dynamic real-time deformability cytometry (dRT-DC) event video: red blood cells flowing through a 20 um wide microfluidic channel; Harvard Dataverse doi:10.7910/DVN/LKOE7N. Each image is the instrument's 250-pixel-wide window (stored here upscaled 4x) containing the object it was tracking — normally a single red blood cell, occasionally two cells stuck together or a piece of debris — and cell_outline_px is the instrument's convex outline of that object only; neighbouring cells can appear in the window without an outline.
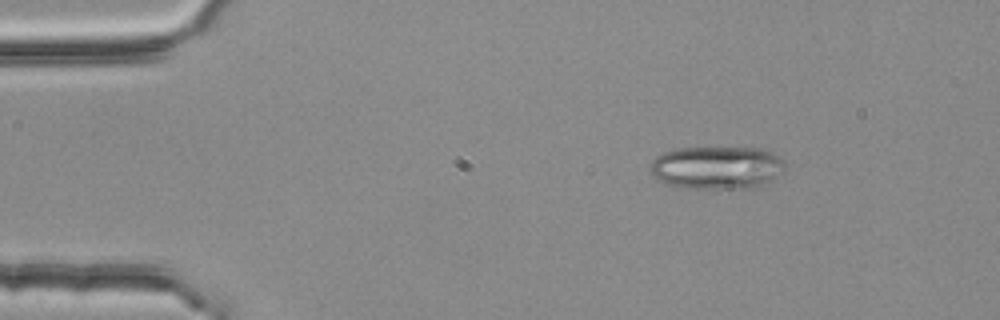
{"species": "common noctule bat (a hibernating species)", "species_latin": "Nyctalus noctula", "temperature_condition": "room temperature", "stored_images_in_passage": 3, "camera_frame_rate_fps": 3000, "um_per_image_px": 0.085, "animal": {"sex": "female", "body_mass_g": 25.1}, "frame": {"image": 1, "passage_image": 1, "time_ms": 0.0, "image_size_px": [1000, 320], "cell_outline_px": [[784, 168], [772, 180], [748, 188], [688, 188], [668, 184], [656, 180], [652, 176], [648, 164], [656, 156], [664, 152], [680, 148], [764, 148], [772, 152], [784, 164]], "centroid_in_image_um": [60.85, 14.24], "position_along_channel_um": 24.1, "area_um2": 33.52}}